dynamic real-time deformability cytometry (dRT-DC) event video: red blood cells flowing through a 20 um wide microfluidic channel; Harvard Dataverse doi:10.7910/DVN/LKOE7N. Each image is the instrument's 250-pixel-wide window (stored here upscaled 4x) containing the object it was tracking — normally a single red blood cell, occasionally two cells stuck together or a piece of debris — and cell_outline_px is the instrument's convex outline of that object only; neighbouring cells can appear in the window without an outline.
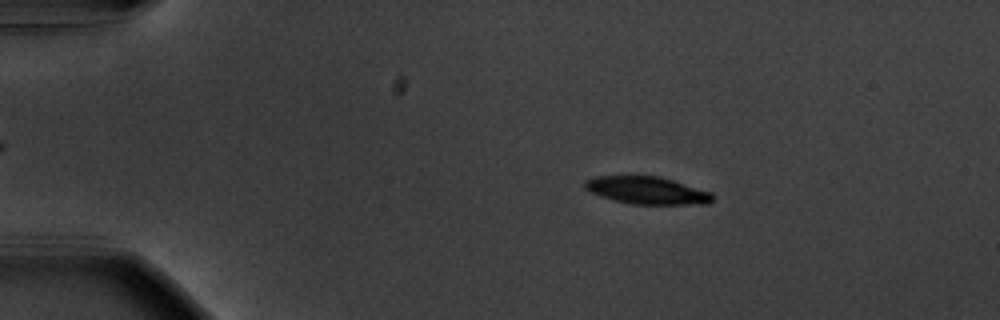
{"species": "common noctule bat (a hibernating species)", "species_latin": "Nyctalus noctula", "temperature_condition": "warm", "stored_images_in_passage": 50, "camera_frame_rate_fps": 3000, "um_per_image_px": 0.085, "animal": {"sex": "male", "body_mass_g": 20.1, "forearm_length_mm": 53.5}, "frame": {"image": 1, "passage_image": 5, "time_ms": 1.333, "image_size_px": [1000, 320], "cell_outline_px": [[716, 200], [708, 204], [632, 204], [600, 196], [584, 188], [584, 180], [592, 176], [660, 176], [712, 192], [716, 196]], "centroid_in_image_um": [55.05, 16.18], "position_along_channel_um": 30.0, "area_um2": 20.63}}
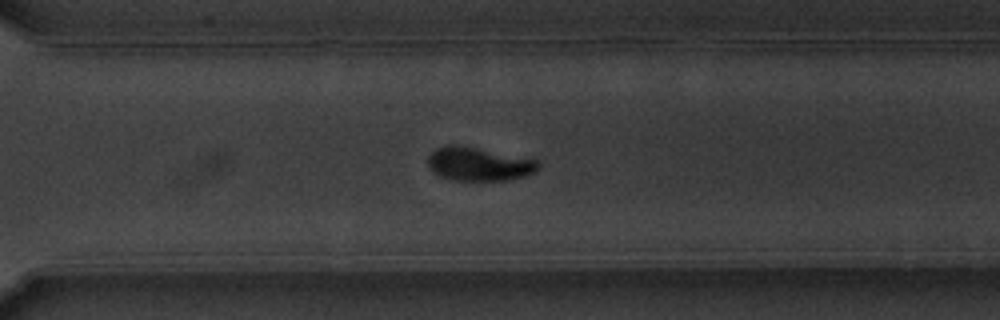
{"frame": {"image": 2, "passage_image": 35, "time_ms": 11.333, "image_size_px": [1000, 320], "cell_outline_px": [[540, 168], [536, 172], [528, 176], [508, 180], [452, 180], [440, 176], [432, 172], [428, 168], [428, 156], [436, 148], [448, 144], [456, 144], [540, 160]], "centroid_in_image_um": [40.72, 13.95], "position_along_channel_um": 329.9, "area_um2": 21.91}}
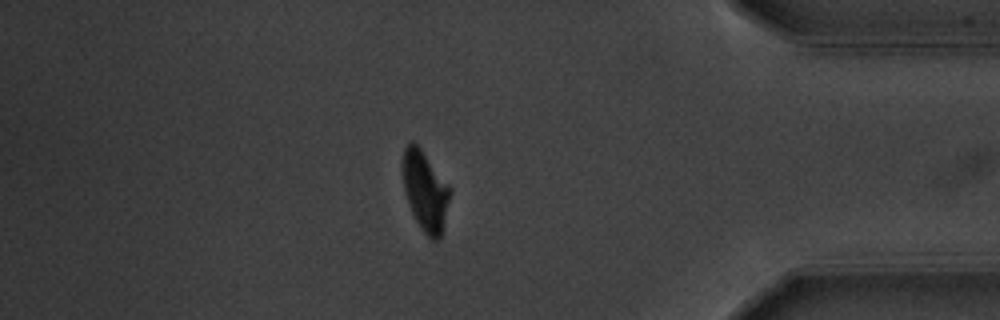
{"frame": {"image": 3, "passage_image": 43, "time_ms": 14.0, "image_size_px": [1000, 320], "cell_outline_px": [[452, 188], [440, 240], [432, 240], [424, 232], [416, 220], [412, 212], [404, 188], [400, 164], [404, 148], [412, 140], [420, 148]], "centroid_in_image_um": [36.13, 16.2], "position_along_channel_um": 399.1, "area_um2": 22.02}, "authors_computed_cell_mechanics": {"area_um2": 22.1085, "velocity_mm_per_s": 3.6597, "shape_relaxation_time_tau1_ms": 2.0031, "shape_relaxation_time_tau2_ms": 2.1413, "deformation_change_tau1": 0.1596, "deformation_change_tau2": 0.0571}}